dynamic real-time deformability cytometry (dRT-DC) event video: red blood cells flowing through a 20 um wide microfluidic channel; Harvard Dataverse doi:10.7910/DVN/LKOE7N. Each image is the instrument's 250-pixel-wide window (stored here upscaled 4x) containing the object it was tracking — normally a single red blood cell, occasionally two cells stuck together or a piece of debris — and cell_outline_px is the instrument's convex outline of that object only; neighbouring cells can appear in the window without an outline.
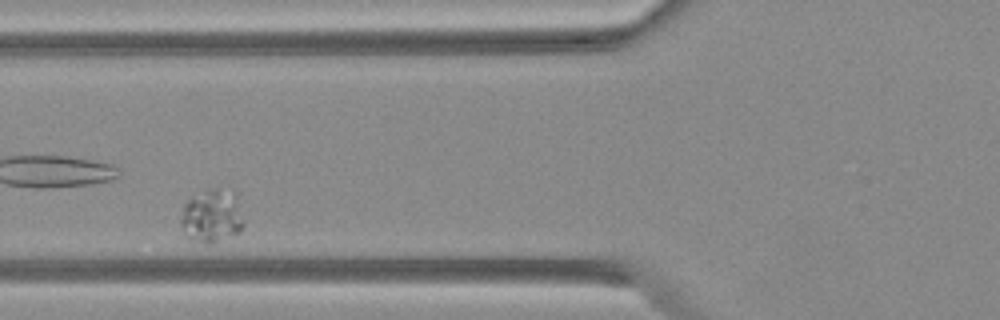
{"species": "Egyptian fruit bat (a non-hibernating species)", "species_latin": "Rousettus aegyptiacus", "temperature_condition": "warm", "stored_images_in_passage": 34, "camera_frame_rate_fps": 3000, "um_per_image_px": 0.085, "animal": {"sex": "female"}, "frame": {"image": 1, "passage_image": 10, "time_ms": 3.0, "image_size_px": [1000, 320], "cell_outline_px": [[244, 224], [240, 232], [232, 236], [212, 244], [208, 244], [192, 240], [184, 232], [180, 224], [180, 220], [184, 204], [192, 196], [208, 188], [236, 192]], "centroid_in_image_um": [18.01, 18.37], "position_along_channel_um": 107.8, "area_um2": 19.71}}
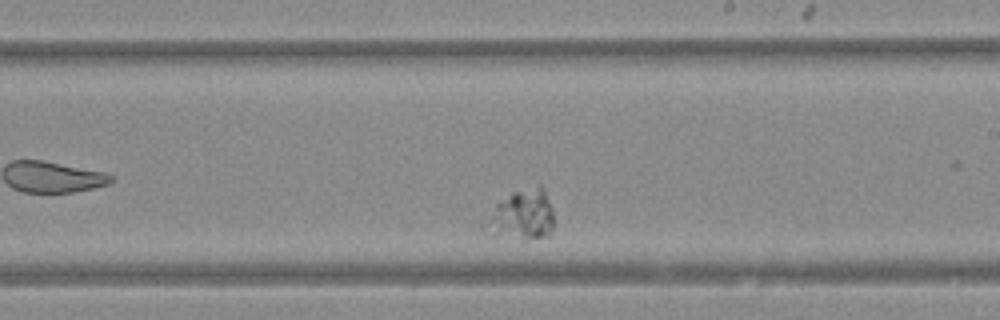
{"frame": {"image": 2, "passage_image": 22, "time_ms": 7.0, "image_size_px": [1000, 320], "cell_outline_px": [[552, 228], [548, 236], [524, 240], [496, 232], [496, 204], [512, 192], [540, 184], [544, 188], [552, 208]], "centroid_in_image_um": [44.63, 18.19], "position_along_channel_um": 244.4, "area_um2": 17.98}}
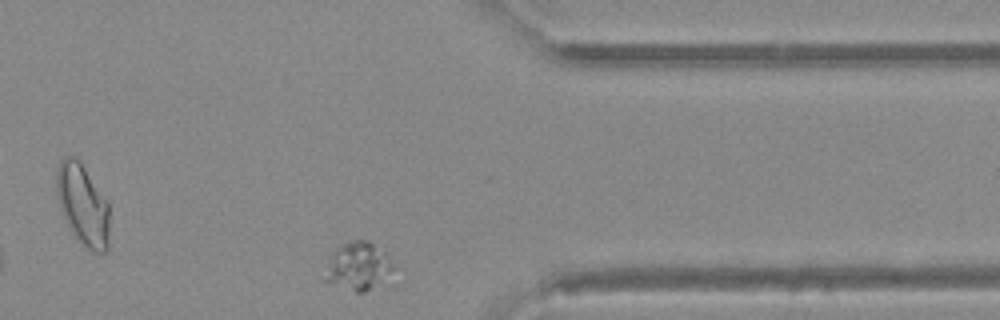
{"frame": {"image": 3, "passage_image": 34, "time_ms": 11.0, "image_size_px": [1000, 320], "cell_outline_px": [[392, 268], [380, 284], [364, 292], [356, 292], [320, 280], [332, 252], [336, 248], [348, 240], [364, 240], [372, 244], [384, 252], [388, 256], [392, 264]], "centroid_in_image_um": [30.34, 22.64], "position_along_channel_um": 381.1, "area_um2": 18.96}}